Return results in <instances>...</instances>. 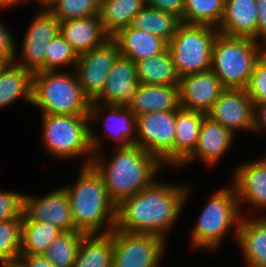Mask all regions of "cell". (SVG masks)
Returning a JSON list of instances; mask_svg holds the SVG:
<instances>
[{
    "mask_svg": "<svg viewBox=\"0 0 266 267\" xmlns=\"http://www.w3.org/2000/svg\"><path fill=\"white\" fill-rule=\"evenodd\" d=\"M26 32L18 46L15 38L13 62L24 69L34 72L45 71L47 45L60 32V21L48 10H35ZM18 47L20 49H18ZM20 50V51H19Z\"/></svg>",
    "mask_w": 266,
    "mask_h": 267,
    "instance_id": "11",
    "label": "cell"
},
{
    "mask_svg": "<svg viewBox=\"0 0 266 267\" xmlns=\"http://www.w3.org/2000/svg\"><path fill=\"white\" fill-rule=\"evenodd\" d=\"M253 133L254 136L266 132V103H253ZM266 134V133H265Z\"/></svg>",
    "mask_w": 266,
    "mask_h": 267,
    "instance_id": "41",
    "label": "cell"
},
{
    "mask_svg": "<svg viewBox=\"0 0 266 267\" xmlns=\"http://www.w3.org/2000/svg\"><path fill=\"white\" fill-rule=\"evenodd\" d=\"M257 10L256 0H225L218 32L258 40Z\"/></svg>",
    "mask_w": 266,
    "mask_h": 267,
    "instance_id": "21",
    "label": "cell"
},
{
    "mask_svg": "<svg viewBox=\"0 0 266 267\" xmlns=\"http://www.w3.org/2000/svg\"><path fill=\"white\" fill-rule=\"evenodd\" d=\"M145 0H100V20L112 38L129 27L132 18L145 6Z\"/></svg>",
    "mask_w": 266,
    "mask_h": 267,
    "instance_id": "29",
    "label": "cell"
},
{
    "mask_svg": "<svg viewBox=\"0 0 266 267\" xmlns=\"http://www.w3.org/2000/svg\"><path fill=\"white\" fill-rule=\"evenodd\" d=\"M83 232H62L42 254L55 267H73Z\"/></svg>",
    "mask_w": 266,
    "mask_h": 267,
    "instance_id": "33",
    "label": "cell"
},
{
    "mask_svg": "<svg viewBox=\"0 0 266 267\" xmlns=\"http://www.w3.org/2000/svg\"><path fill=\"white\" fill-rule=\"evenodd\" d=\"M139 84L135 63L119 54L113 62L100 96L91 103L128 106Z\"/></svg>",
    "mask_w": 266,
    "mask_h": 267,
    "instance_id": "19",
    "label": "cell"
},
{
    "mask_svg": "<svg viewBox=\"0 0 266 267\" xmlns=\"http://www.w3.org/2000/svg\"><path fill=\"white\" fill-rule=\"evenodd\" d=\"M266 52V44L251 38L218 33L210 70L225 89H246L254 67Z\"/></svg>",
    "mask_w": 266,
    "mask_h": 267,
    "instance_id": "6",
    "label": "cell"
},
{
    "mask_svg": "<svg viewBox=\"0 0 266 267\" xmlns=\"http://www.w3.org/2000/svg\"><path fill=\"white\" fill-rule=\"evenodd\" d=\"M113 235L84 234L73 267H112Z\"/></svg>",
    "mask_w": 266,
    "mask_h": 267,
    "instance_id": "28",
    "label": "cell"
},
{
    "mask_svg": "<svg viewBox=\"0 0 266 267\" xmlns=\"http://www.w3.org/2000/svg\"><path fill=\"white\" fill-rule=\"evenodd\" d=\"M18 259L26 267H55L43 255H20Z\"/></svg>",
    "mask_w": 266,
    "mask_h": 267,
    "instance_id": "43",
    "label": "cell"
},
{
    "mask_svg": "<svg viewBox=\"0 0 266 267\" xmlns=\"http://www.w3.org/2000/svg\"><path fill=\"white\" fill-rule=\"evenodd\" d=\"M176 110L152 111L136 116L135 145L156 156L166 170L174 169Z\"/></svg>",
    "mask_w": 266,
    "mask_h": 267,
    "instance_id": "10",
    "label": "cell"
},
{
    "mask_svg": "<svg viewBox=\"0 0 266 267\" xmlns=\"http://www.w3.org/2000/svg\"><path fill=\"white\" fill-rule=\"evenodd\" d=\"M181 24L176 15L145 5L132 18L129 27L153 33L169 43Z\"/></svg>",
    "mask_w": 266,
    "mask_h": 267,
    "instance_id": "30",
    "label": "cell"
},
{
    "mask_svg": "<svg viewBox=\"0 0 266 267\" xmlns=\"http://www.w3.org/2000/svg\"><path fill=\"white\" fill-rule=\"evenodd\" d=\"M258 15V40L266 44V0H256Z\"/></svg>",
    "mask_w": 266,
    "mask_h": 267,
    "instance_id": "42",
    "label": "cell"
},
{
    "mask_svg": "<svg viewBox=\"0 0 266 267\" xmlns=\"http://www.w3.org/2000/svg\"><path fill=\"white\" fill-rule=\"evenodd\" d=\"M135 116L152 111H170L180 108L179 85L139 84L127 106Z\"/></svg>",
    "mask_w": 266,
    "mask_h": 267,
    "instance_id": "23",
    "label": "cell"
},
{
    "mask_svg": "<svg viewBox=\"0 0 266 267\" xmlns=\"http://www.w3.org/2000/svg\"><path fill=\"white\" fill-rule=\"evenodd\" d=\"M89 125L93 153L107 148L109 140L114 147H128L136 142V116L127 106L90 103ZM96 125H101L104 134L93 130Z\"/></svg>",
    "mask_w": 266,
    "mask_h": 267,
    "instance_id": "9",
    "label": "cell"
},
{
    "mask_svg": "<svg viewBox=\"0 0 266 267\" xmlns=\"http://www.w3.org/2000/svg\"><path fill=\"white\" fill-rule=\"evenodd\" d=\"M55 1L56 0H23V5L26 3L31 4V2H34L36 3L35 5L39 7H37V10H48L50 6L54 4Z\"/></svg>",
    "mask_w": 266,
    "mask_h": 267,
    "instance_id": "45",
    "label": "cell"
},
{
    "mask_svg": "<svg viewBox=\"0 0 266 267\" xmlns=\"http://www.w3.org/2000/svg\"><path fill=\"white\" fill-rule=\"evenodd\" d=\"M79 170L73 183L63 185L75 227L84 234L110 233L116 227L117 206L109 198L102 176L92 165H81Z\"/></svg>",
    "mask_w": 266,
    "mask_h": 267,
    "instance_id": "3",
    "label": "cell"
},
{
    "mask_svg": "<svg viewBox=\"0 0 266 267\" xmlns=\"http://www.w3.org/2000/svg\"><path fill=\"white\" fill-rule=\"evenodd\" d=\"M146 6L172 13L183 18L185 0H145Z\"/></svg>",
    "mask_w": 266,
    "mask_h": 267,
    "instance_id": "40",
    "label": "cell"
},
{
    "mask_svg": "<svg viewBox=\"0 0 266 267\" xmlns=\"http://www.w3.org/2000/svg\"><path fill=\"white\" fill-rule=\"evenodd\" d=\"M112 148L108 153L106 148L93 153L91 165L102 176L109 198L118 206L150 186L166 167L156 156L135 144Z\"/></svg>",
    "mask_w": 266,
    "mask_h": 267,
    "instance_id": "2",
    "label": "cell"
},
{
    "mask_svg": "<svg viewBox=\"0 0 266 267\" xmlns=\"http://www.w3.org/2000/svg\"><path fill=\"white\" fill-rule=\"evenodd\" d=\"M205 114L179 108L176 110L174 170L194 151Z\"/></svg>",
    "mask_w": 266,
    "mask_h": 267,
    "instance_id": "26",
    "label": "cell"
},
{
    "mask_svg": "<svg viewBox=\"0 0 266 267\" xmlns=\"http://www.w3.org/2000/svg\"><path fill=\"white\" fill-rule=\"evenodd\" d=\"M224 90L211 70L182 76L179 81L180 107L207 115Z\"/></svg>",
    "mask_w": 266,
    "mask_h": 267,
    "instance_id": "18",
    "label": "cell"
},
{
    "mask_svg": "<svg viewBox=\"0 0 266 267\" xmlns=\"http://www.w3.org/2000/svg\"><path fill=\"white\" fill-rule=\"evenodd\" d=\"M40 114H89L90 101L83 95L74 70L40 71L32 76V102Z\"/></svg>",
    "mask_w": 266,
    "mask_h": 267,
    "instance_id": "7",
    "label": "cell"
},
{
    "mask_svg": "<svg viewBox=\"0 0 266 267\" xmlns=\"http://www.w3.org/2000/svg\"><path fill=\"white\" fill-rule=\"evenodd\" d=\"M236 245L244 267H266V215L242 216Z\"/></svg>",
    "mask_w": 266,
    "mask_h": 267,
    "instance_id": "20",
    "label": "cell"
},
{
    "mask_svg": "<svg viewBox=\"0 0 266 267\" xmlns=\"http://www.w3.org/2000/svg\"><path fill=\"white\" fill-rule=\"evenodd\" d=\"M78 54L59 33L47 45L45 71L74 70Z\"/></svg>",
    "mask_w": 266,
    "mask_h": 267,
    "instance_id": "34",
    "label": "cell"
},
{
    "mask_svg": "<svg viewBox=\"0 0 266 267\" xmlns=\"http://www.w3.org/2000/svg\"><path fill=\"white\" fill-rule=\"evenodd\" d=\"M208 196L188 236L191 239L189 240L191 251L197 253L202 250L210 253L220 250L228 234L230 236L232 234V243L236 244L242 218L239 201L231 183L228 185L226 183Z\"/></svg>",
    "mask_w": 266,
    "mask_h": 267,
    "instance_id": "4",
    "label": "cell"
},
{
    "mask_svg": "<svg viewBox=\"0 0 266 267\" xmlns=\"http://www.w3.org/2000/svg\"><path fill=\"white\" fill-rule=\"evenodd\" d=\"M225 0H185L181 22L218 28L224 12Z\"/></svg>",
    "mask_w": 266,
    "mask_h": 267,
    "instance_id": "32",
    "label": "cell"
},
{
    "mask_svg": "<svg viewBox=\"0 0 266 267\" xmlns=\"http://www.w3.org/2000/svg\"><path fill=\"white\" fill-rule=\"evenodd\" d=\"M165 181L161 177L117 206L116 228L130 233L153 234L167 243L183 213L191 184Z\"/></svg>",
    "mask_w": 266,
    "mask_h": 267,
    "instance_id": "1",
    "label": "cell"
},
{
    "mask_svg": "<svg viewBox=\"0 0 266 267\" xmlns=\"http://www.w3.org/2000/svg\"><path fill=\"white\" fill-rule=\"evenodd\" d=\"M23 0H0V11L5 13L6 10L12 9L13 7L23 6Z\"/></svg>",
    "mask_w": 266,
    "mask_h": 267,
    "instance_id": "44",
    "label": "cell"
},
{
    "mask_svg": "<svg viewBox=\"0 0 266 267\" xmlns=\"http://www.w3.org/2000/svg\"><path fill=\"white\" fill-rule=\"evenodd\" d=\"M0 264L1 267H26L19 259L1 262Z\"/></svg>",
    "mask_w": 266,
    "mask_h": 267,
    "instance_id": "46",
    "label": "cell"
},
{
    "mask_svg": "<svg viewBox=\"0 0 266 267\" xmlns=\"http://www.w3.org/2000/svg\"><path fill=\"white\" fill-rule=\"evenodd\" d=\"M22 221H47L63 232L78 231L73 221L68 194L62 186L40 196L24 193Z\"/></svg>",
    "mask_w": 266,
    "mask_h": 267,
    "instance_id": "15",
    "label": "cell"
},
{
    "mask_svg": "<svg viewBox=\"0 0 266 267\" xmlns=\"http://www.w3.org/2000/svg\"><path fill=\"white\" fill-rule=\"evenodd\" d=\"M41 146L52 159L62 162L82 159V166L91 165L89 114H39ZM57 158V159H56Z\"/></svg>",
    "mask_w": 266,
    "mask_h": 267,
    "instance_id": "5",
    "label": "cell"
},
{
    "mask_svg": "<svg viewBox=\"0 0 266 267\" xmlns=\"http://www.w3.org/2000/svg\"><path fill=\"white\" fill-rule=\"evenodd\" d=\"M261 155L263 157L254 160L237 162L235 168H231L230 183L234 186L242 216H253L254 212L255 216L266 215V153Z\"/></svg>",
    "mask_w": 266,
    "mask_h": 267,
    "instance_id": "13",
    "label": "cell"
},
{
    "mask_svg": "<svg viewBox=\"0 0 266 267\" xmlns=\"http://www.w3.org/2000/svg\"><path fill=\"white\" fill-rule=\"evenodd\" d=\"M229 130L220 123L215 122L207 115L204 116L197 145L194 151L175 169L176 174H181L192 162H202L206 168L218 167V163L225 158L236 140ZM180 170V171H179Z\"/></svg>",
    "mask_w": 266,
    "mask_h": 267,
    "instance_id": "16",
    "label": "cell"
},
{
    "mask_svg": "<svg viewBox=\"0 0 266 267\" xmlns=\"http://www.w3.org/2000/svg\"><path fill=\"white\" fill-rule=\"evenodd\" d=\"M113 235L112 267H161L167 242L153 234L118 230Z\"/></svg>",
    "mask_w": 266,
    "mask_h": 267,
    "instance_id": "12",
    "label": "cell"
},
{
    "mask_svg": "<svg viewBox=\"0 0 266 267\" xmlns=\"http://www.w3.org/2000/svg\"><path fill=\"white\" fill-rule=\"evenodd\" d=\"M119 54V46L113 38L99 47L79 54L74 71L82 93L90 103L100 96L113 62Z\"/></svg>",
    "mask_w": 266,
    "mask_h": 267,
    "instance_id": "14",
    "label": "cell"
},
{
    "mask_svg": "<svg viewBox=\"0 0 266 267\" xmlns=\"http://www.w3.org/2000/svg\"><path fill=\"white\" fill-rule=\"evenodd\" d=\"M8 23L0 20V55L9 63L13 62L15 49V36L13 30L9 28Z\"/></svg>",
    "mask_w": 266,
    "mask_h": 267,
    "instance_id": "39",
    "label": "cell"
},
{
    "mask_svg": "<svg viewBox=\"0 0 266 267\" xmlns=\"http://www.w3.org/2000/svg\"><path fill=\"white\" fill-rule=\"evenodd\" d=\"M33 73L14 62L0 71V109L10 107L17 101L32 102ZM13 103V104H12Z\"/></svg>",
    "mask_w": 266,
    "mask_h": 267,
    "instance_id": "25",
    "label": "cell"
},
{
    "mask_svg": "<svg viewBox=\"0 0 266 267\" xmlns=\"http://www.w3.org/2000/svg\"><path fill=\"white\" fill-rule=\"evenodd\" d=\"M253 115L254 104L246 89H225L207 114L234 136L241 131L253 134Z\"/></svg>",
    "mask_w": 266,
    "mask_h": 267,
    "instance_id": "17",
    "label": "cell"
},
{
    "mask_svg": "<svg viewBox=\"0 0 266 267\" xmlns=\"http://www.w3.org/2000/svg\"><path fill=\"white\" fill-rule=\"evenodd\" d=\"M48 11L59 21L99 15L100 0H56Z\"/></svg>",
    "mask_w": 266,
    "mask_h": 267,
    "instance_id": "35",
    "label": "cell"
},
{
    "mask_svg": "<svg viewBox=\"0 0 266 267\" xmlns=\"http://www.w3.org/2000/svg\"><path fill=\"white\" fill-rule=\"evenodd\" d=\"M119 46L120 55L132 62L152 57L168 49V43L150 32L124 28L112 37Z\"/></svg>",
    "mask_w": 266,
    "mask_h": 267,
    "instance_id": "24",
    "label": "cell"
},
{
    "mask_svg": "<svg viewBox=\"0 0 266 267\" xmlns=\"http://www.w3.org/2000/svg\"><path fill=\"white\" fill-rule=\"evenodd\" d=\"M22 216L0 222V263L18 259L21 245Z\"/></svg>",
    "mask_w": 266,
    "mask_h": 267,
    "instance_id": "36",
    "label": "cell"
},
{
    "mask_svg": "<svg viewBox=\"0 0 266 267\" xmlns=\"http://www.w3.org/2000/svg\"><path fill=\"white\" fill-rule=\"evenodd\" d=\"M59 33L78 55L101 46L111 38L105 32L99 15L60 21Z\"/></svg>",
    "mask_w": 266,
    "mask_h": 267,
    "instance_id": "22",
    "label": "cell"
},
{
    "mask_svg": "<svg viewBox=\"0 0 266 267\" xmlns=\"http://www.w3.org/2000/svg\"><path fill=\"white\" fill-rule=\"evenodd\" d=\"M9 62L0 55V71L8 64Z\"/></svg>",
    "mask_w": 266,
    "mask_h": 267,
    "instance_id": "47",
    "label": "cell"
},
{
    "mask_svg": "<svg viewBox=\"0 0 266 267\" xmlns=\"http://www.w3.org/2000/svg\"><path fill=\"white\" fill-rule=\"evenodd\" d=\"M24 193L0 189V222L23 216Z\"/></svg>",
    "mask_w": 266,
    "mask_h": 267,
    "instance_id": "38",
    "label": "cell"
},
{
    "mask_svg": "<svg viewBox=\"0 0 266 267\" xmlns=\"http://www.w3.org/2000/svg\"><path fill=\"white\" fill-rule=\"evenodd\" d=\"M136 76L144 85H179L180 76L169 50L135 62Z\"/></svg>",
    "mask_w": 266,
    "mask_h": 267,
    "instance_id": "27",
    "label": "cell"
},
{
    "mask_svg": "<svg viewBox=\"0 0 266 267\" xmlns=\"http://www.w3.org/2000/svg\"><path fill=\"white\" fill-rule=\"evenodd\" d=\"M215 27L182 23L168 43V50L180 78L209 71L212 49L218 34Z\"/></svg>",
    "mask_w": 266,
    "mask_h": 267,
    "instance_id": "8",
    "label": "cell"
},
{
    "mask_svg": "<svg viewBox=\"0 0 266 267\" xmlns=\"http://www.w3.org/2000/svg\"><path fill=\"white\" fill-rule=\"evenodd\" d=\"M246 92L253 103H266V52L256 63Z\"/></svg>",
    "mask_w": 266,
    "mask_h": 267,
    "instance_id": "37",
    "label": "cell"
},
{
    "mask_svg": "<svg viewBox=\"0 0 266 267\" xmlns=\"http://www.w3.org/2000/svg\"><path fill=\"white\" fill-rule=\"evenodd\" d=\"M62 232L47 221H22L20 255H42Z\"/></svg>",
    "mask_w": 266,
    "mask_h": 267,
    "instance_id": "31",
    "label": "cell"
}]
</instances>
